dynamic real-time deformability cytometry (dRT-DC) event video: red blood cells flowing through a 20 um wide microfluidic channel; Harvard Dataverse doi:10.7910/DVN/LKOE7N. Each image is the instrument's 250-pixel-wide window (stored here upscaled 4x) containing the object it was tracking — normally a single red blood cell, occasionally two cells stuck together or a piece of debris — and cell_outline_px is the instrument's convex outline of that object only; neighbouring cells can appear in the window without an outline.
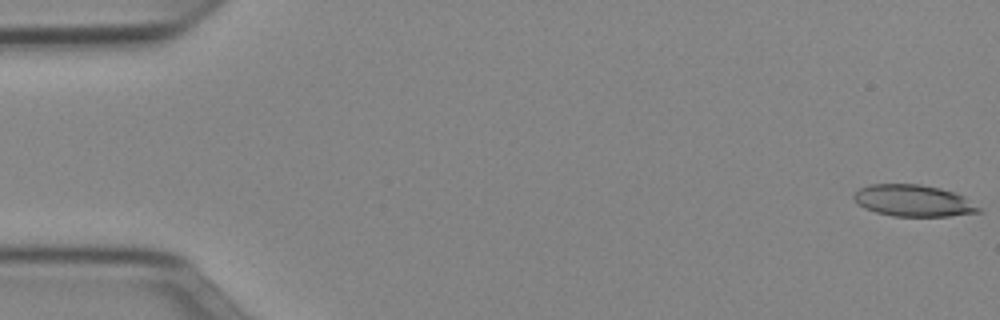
{"species": "Egyptian fruit bat (a non-hibernating species)", "species_latin": "Rousettus aegyptiacus", "temperature_condition": "cold", "stored_images_in_passage": 51, "camera_frame_rate_fps": 3000, "um_per_image_px": 0.085, "animal": {"sex": "female"}, "frame": {"image": 1, "passage_image": 1, "time_ms": 0.0, "image_size_px": [1000, 320], "cell_outline_px": [[984, 212], [948, 216], [892, 216], [876, 212], [864, 208], [856, 204], [852, 196], [860, 188], [868, 184], [920, 184], [940, 188], [964, 196], [980, 208]], "centroid_in_image_um": [77.62, 17.06], "position_along_channel_um": 7.4, "area_um2": 23.12}}
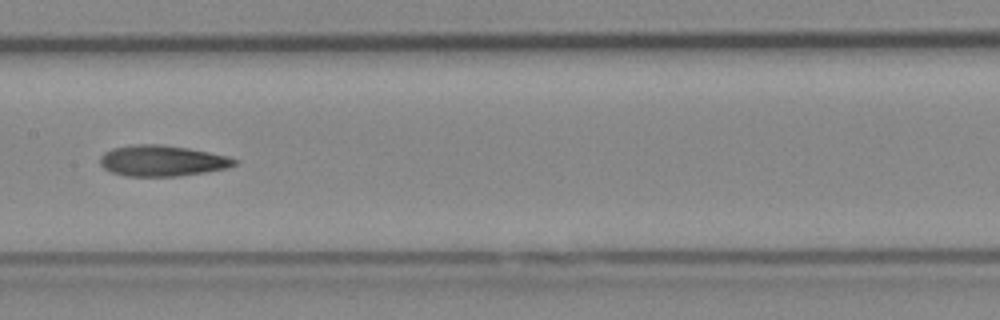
{"frame": {"image": 2, "passage_image": 26, "time_ms": 8.333, "image_size_px": [1000, 320], "cell_outline_px": [[240, 160], [236, 164], [228, 168], [204, 172], [176, 176], [128, 176], [112, 172], [104, 168], [100, 164], [100, 156], [104, 152], [112, 148], [132, 144], [160, 144], [188, 148], [228, 156]], "centroid_in_image_um": [13.78, 13.65], "position_along_channel_um": 193.6, "area_um2": 24.22}}
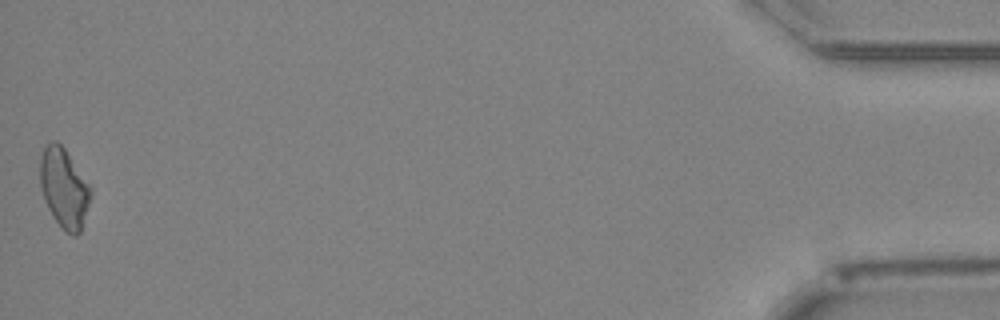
{"frame": {"image": 3, "passage_image": 51, "time_ms": 16.667, "image_size_px": [1000, 320], "cell_outline_px": [[92, 196], [80, 232], [76, 236], [72, 236], [64, 232], [60, 228], [52, 216], [44, 200], [40, 188], [40, 156], [44, 148], [52, 140], [56, 140], [64, 148], [92, 188]], "centroid_in_image_um": [5.44, 16.03], "position_along_channel_um": 429.8, "area_um2": 23.7}, "authors_computed_cell_mechanics": {"area_um2": 23.5824, "velocity_mm_per_s": 3.9695, "shape_relaxation_time_tau1_ms": 10.8749, "shape_relaxation_time_tau2_ms": null, "deformation_change_tau1": 0.2233, "deformation_change_tau2": null}}